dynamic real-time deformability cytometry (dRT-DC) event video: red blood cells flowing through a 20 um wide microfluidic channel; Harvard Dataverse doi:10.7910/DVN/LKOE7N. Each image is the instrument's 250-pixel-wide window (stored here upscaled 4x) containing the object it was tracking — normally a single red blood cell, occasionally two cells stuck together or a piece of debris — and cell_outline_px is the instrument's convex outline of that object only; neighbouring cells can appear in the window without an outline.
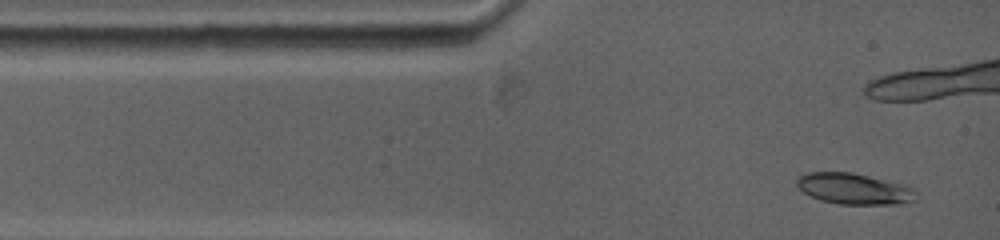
{"species": "common noctule bat (a hibernating species)", "species_latin": "Nyctalus noctula", "temperature_condition": "warm", "stored_images_in_passage": 6, "camera_frame_rate_fps": 5000, "um_per_image_px": 0.085, "animal": {"sex": "female", "body_mass_g": 19.0, "forearm_length_mm": 53.3}, "frame": {"image": 1, "passage_image": 1, "time_ms": 0.0, "image_size_px": [1000, 240], "cell_outline_px": [[916, 200], [896, 204], [836, 204], [820, 200], [804, 192], [796, 184], [796, 180], [800, 176], [808, 172], [852, 172], [904, 184], [912, 188], [916, 192]], "centroid_in_image_um": [72.6, 16.04], "position_along_channel_um": 12.4, "area_um2": 21.5}}